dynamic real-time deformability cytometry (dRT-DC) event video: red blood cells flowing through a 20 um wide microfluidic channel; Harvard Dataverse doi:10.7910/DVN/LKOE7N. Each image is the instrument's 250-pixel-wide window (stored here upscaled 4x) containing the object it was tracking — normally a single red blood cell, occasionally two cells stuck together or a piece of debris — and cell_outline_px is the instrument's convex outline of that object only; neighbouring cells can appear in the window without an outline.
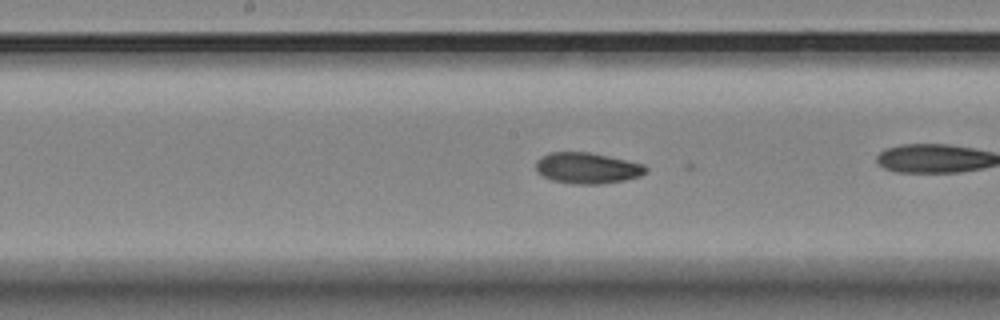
{"species": "Egyptian fruit bat (a non-hibernating species)", "species_latin": "Rousettus aegyptiacus", "temperature_condition": "room temperature", "stored_images_in_passage": 39, "camera_frame_rate_fps": 3000, "um_per_image_px": 0.085, "animal": {"sex": "female"}, "frame": {"image": 1, "passage_image": 27, "time_ms": 8.667, "image_size_px": [1000, 320], "cell_outline_px": [[648, 172], [640, 176], [624, 180], [600, 184], [572, 184], [552, 180], [536, 172], [536, 160], [540, 156], [548, 152], [588, 152], [608, 156], [644, 164], [648, 168]], "centroid_in_image_um": [49.9, 14.28], "position_along_channel_um": 198.3, "area_um2": 20.0}}